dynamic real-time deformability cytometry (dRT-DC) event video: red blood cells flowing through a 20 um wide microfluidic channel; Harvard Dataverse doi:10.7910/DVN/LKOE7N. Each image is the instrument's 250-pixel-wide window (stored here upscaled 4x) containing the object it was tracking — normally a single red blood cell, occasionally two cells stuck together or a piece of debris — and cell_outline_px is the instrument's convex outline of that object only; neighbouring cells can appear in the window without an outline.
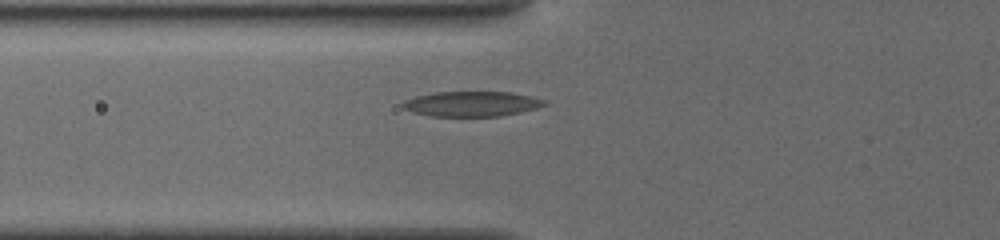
{"species": "common noctule bat (a hibernating species)", "species_latin": "Nyctalus noctula", "temperature_condition": "cold", "stored_images_in_passage": 10, "camera_frame_rate_fps": 3000, "um_per_image_px": 0.085, "animal": {"sex": "female", "body_mass_g": 19.5, "forearm_length_mm": 54.1}, "frame": {"image": 1, "passage_image": 3, "time_ms": 1.333, "image_size_px": [1000, 240], "cell_outline_px": [[548, 104], [536, 108], [520, 112], [500, 116], [432, 116], [412, 112], [404, 108], [400, 104], [404, 100], [416, 96], [436, 92], [512, 92], [532, 96], [548, 100]], "centroid_in_image_um": [40.12, 8.82], "position_along_channel_um": 85.7, "area_um2": 20.81}}
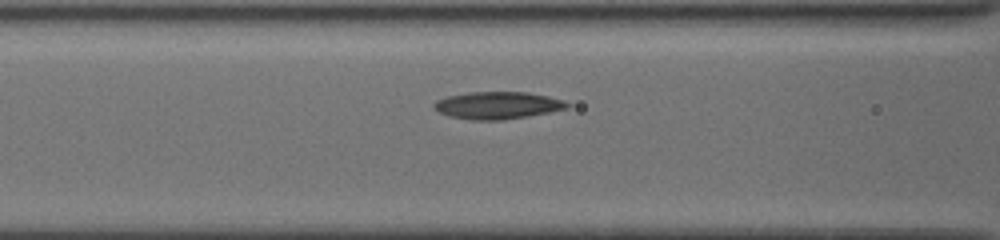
{"frame": {"image": 2, "passage_image": 6, "time_ms": 2.333, "image_size_px": [1000, 240], "cell_outline_px": [[572, 104], [568, 108], [528, 116], [500, 120], [472, 120], [448, 116], [432, 108], [432, 104], [436, 100], [448, 96], [468, 92], [528, 92], [548, 96], [564, 100]], "centroid_in_image_um": [42.28, 8.95], "position_along_channel_um": 124.3, "area_um2": 21.27}}
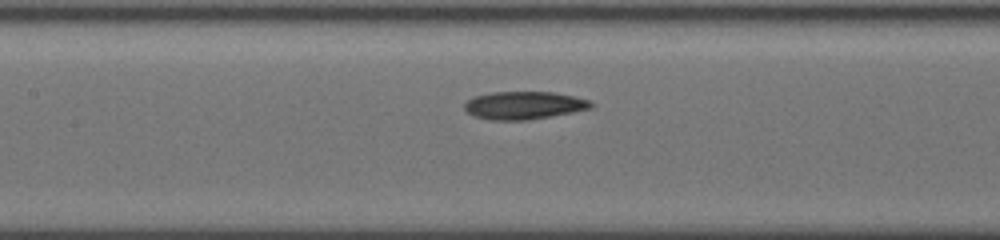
{"frame": {"image": 3, "passage_image": 9, "time_ms": 3.333, "image_size_px": [1000, 240], "cell_outline_px": [[596, 104], [592, 108], [552, 116], [528, 120], [488, 120], [476, 116], [468, 112], [464, 108], [464, 104], [472, 96], [488, 92], [556, 92], [576, 96], [592, 100]], "centroid_in_image_um": [44.58, 8.94], "position_along_channel_um": 162.8, "area_um2": 20.87}}